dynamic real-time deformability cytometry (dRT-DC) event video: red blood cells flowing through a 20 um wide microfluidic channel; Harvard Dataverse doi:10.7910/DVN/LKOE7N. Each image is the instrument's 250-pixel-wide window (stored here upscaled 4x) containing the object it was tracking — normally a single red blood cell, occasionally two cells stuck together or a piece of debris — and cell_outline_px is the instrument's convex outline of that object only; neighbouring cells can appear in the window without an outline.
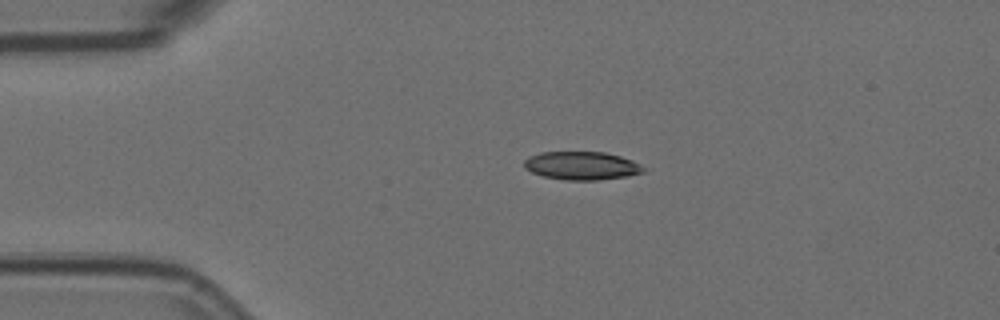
{"species": "Egyptian fruit bat (a non-hibernating species)", "species_latin": "Rousettus aegyptiacus", "temperature_condition": "room temperature", "stored_images_in_passage": 45, "camera_frame_rate_fps": 3000, "um_per_image_px": 0.085, "animal": {"sex": "female"}, "frame": {"image": 1, "passage_image": 1, "time_ms": 0.0, "image_size_px": [1000, 320], "cell_outline_px": [[648, 168], [644, 172], [628, 176], [596, 180], [564, 180], [544, 176], [532, 172], [524, 168], [524, 160], [528, 156], [540, 152], [604, 152], [620, 156], [632, 160]], "centroid_in_image_um": [49.46, 14.08], "position_along_channel_um": 35.5, "area_um2": 19.77}}
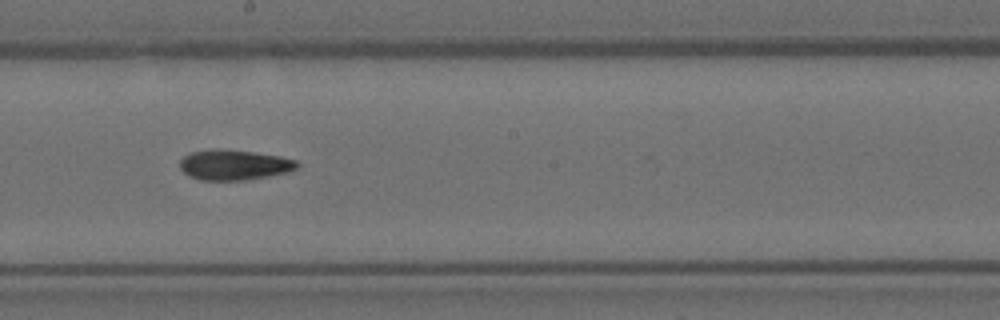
{"frame": {"image": 2, "passage_image": 20, "time_ms": 6.333, "image_size_px": [1000, 320], "cell_outline_px": [[300, 168], [288, 172], [268, 176], [244, 180], [200, 180], [188, 176], [180, 168], [180, 160], [184, 156], [192, 152], [212, 148], [220, 148], [256, 152], [280, 156], [296, 160], [300, 164]], "centroid_in_image_um": [19.92, 14.0], "position_along_channel_um": 228.3, "area_um2": 20.98}}
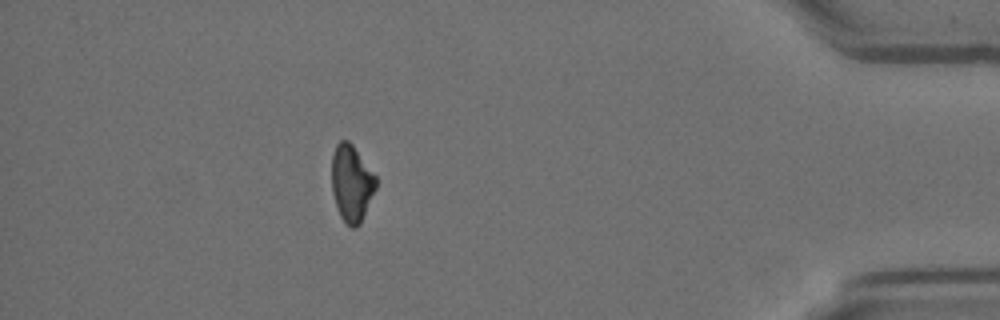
{"frame": {"image": 3, "passage_image": 39, "time_ms": 12.667, "image_size_px": [1000, 320], "cell_outline_px": [[376, 188], [360, 224], [356, 228], [352, 228], [340, 216], [332, 192], [332, 152], [336, 144], [340, 140], [348, 140], [352, 144], [376, 176]], "centroid_in_image_um": [29.87, 15.56], "position_along_channel_um": 405.3, "area_um2": 19.65}, "authors_computed_cell_mechanics": {"area_um2": 20.519, "velocity_mm_per_s": 3.5888, "shape_relaxation_time_tau1_ms": 6.8097, "shape_relaxation_time_tau2_ms": 10.7743, "deformation_change_tau1": 0.1701, "deformation_change_tau2": 0.1949}}